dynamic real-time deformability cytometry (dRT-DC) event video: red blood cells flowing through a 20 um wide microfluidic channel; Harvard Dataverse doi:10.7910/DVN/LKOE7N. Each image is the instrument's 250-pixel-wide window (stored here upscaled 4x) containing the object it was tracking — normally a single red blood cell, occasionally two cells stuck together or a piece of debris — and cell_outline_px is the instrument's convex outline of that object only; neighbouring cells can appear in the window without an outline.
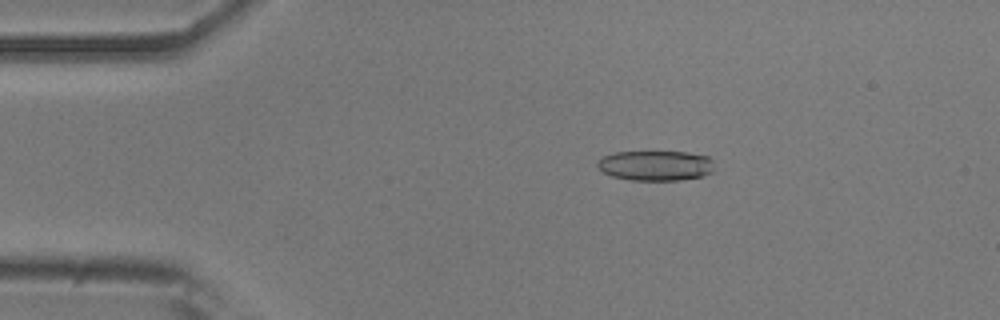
{"species": "common noctule bat (a hibernating species)", "species_latin": "Nyctalus noctula", "temperature_condition": "room temperature", "stored_images_in_passage": 47, "camera_frame_rate_fps": 3000, "um_per_image_px": 0.085, "animal": {"sex": "male", "body_mass_g": 20.5, "forearm_length_mm": 52.5}, "frame": {"image": 1, "passage_image": 4, "time_ms": 1.0, "image_size_px": [1000, 320], "cell_outline_px": [[712, 172], [704, 176], [680, 180], [628, 180], [612, 176], [604, 172], [596, 164], [604, 156], [612, 152], [688, 152], [708, 156], [712, 160]], "centroid_in_image_um": [55.74, 14.07], "position_along_channel_um": 29.3, "area_um2": 20.46}}
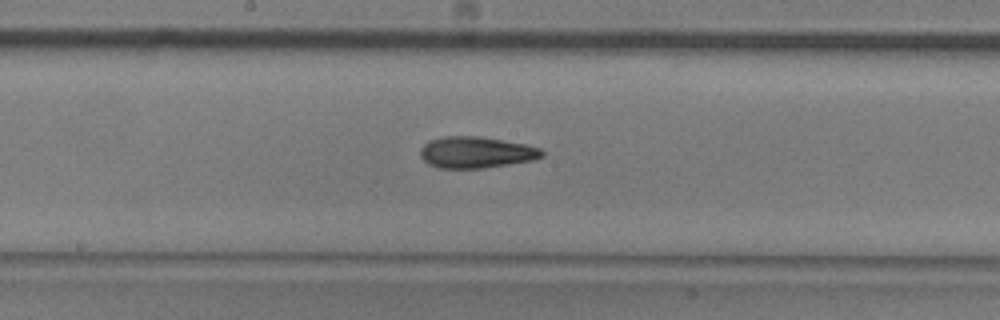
{"frame": {"image": 2, "passage_image": 22, "time_ms": 7.0, "image_size_px": [1000, 320], "cell_outline_px": [[544, 156], [532, 160], [484, 168], [436, 168], [428, 164], [420, 156], [420, 148], [428, 140], [444, 136], [480, 136], [528, 144], [540, 148], [544, 152]], "centroid_in_image_um": [40.46, 12.94], "position_along_channel_um": 207.7, "area_um2": 22.48}}
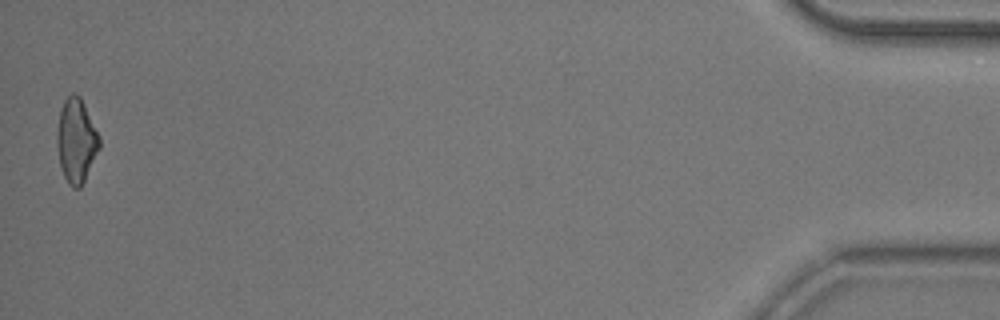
{"frame": {"image": 3, "passage_image": 47, "time_ms": 15.333, "image_size_px": [1000, 320], "cell_outline_px": [[100, 148], [80, 188], [72, 188], [68, 184], [64, 176], [60, 164], [56, 144], [56, 132], [60, 108], [64, 100], [72, 92], [76, 92], [80, 96], [100, 136]], "centroid_in_image_um": [6.47, 11.93], "position_along_channel_um": 428.7, "area_um2": 20.92}, "authors_computed_cell_mechanics": {"area_um2": 21.3282, "velocity_mm_per_s": 3.799, "shape_relaxation_time_tau1_ms": null, "shape_relaxation_time_tau2_ms": 4.8842, "deformation_change_tau1": null, "deformation_change_tau2": 0.1381}}